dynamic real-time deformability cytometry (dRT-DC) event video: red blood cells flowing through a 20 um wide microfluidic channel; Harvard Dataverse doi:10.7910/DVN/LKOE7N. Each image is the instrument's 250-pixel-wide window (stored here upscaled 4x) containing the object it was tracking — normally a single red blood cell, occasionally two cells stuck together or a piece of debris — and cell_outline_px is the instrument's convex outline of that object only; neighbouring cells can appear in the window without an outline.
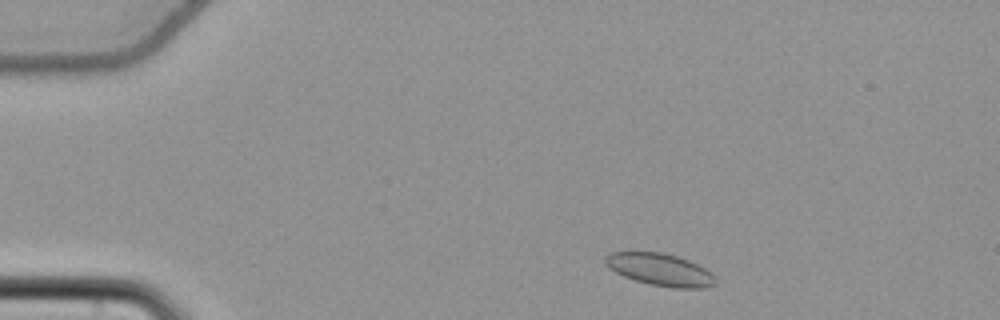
{"species": "common noctule bat (a hibernating species)", "species_latin": "Nyctalus noctula", "temperature_condition": "cold", "stored_images_in_passage": 50, "camera_frame_rate_fps": 3000, "um_per_image_px": 0.085, "animal": {"sex": "female", "body_mass_g": 22.7, "forearm_length_mm": 54.2}, "frame": {"image": 1, "passage_image": 4, "time_ms": 1.0, "image_size_px": [1000, 320], "cell_outline_px": [[716, 284], [708, 288], [672, 288], [648, 284], [624, 276], [608, 268], [604, 264], [604, 256], [612, 252], [664, 252], [688, 260], [712, 272], [716, 280]], "centroid_in_image_um": [56.11, 22.92], "position_along_channel_um": 28.9, "area_um2": 20.87}}
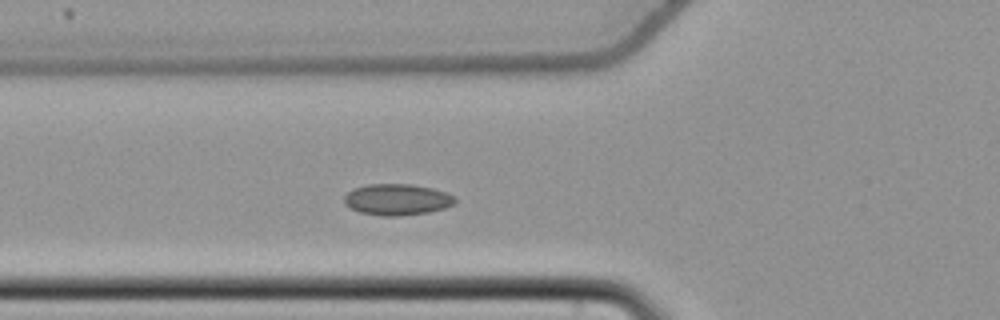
{"frame": {"image": 2, "passage_image": 15, "time_ms": 4.667, "image_size_px": [1000, 320], "cell_outline_px": [[456, 204], [444, 208], [428, 212], [400, 216], [380, 216], [360, 212], [344, 204], [344, 196], [352, 188], [368, 184], [412, 184], [432, 188], [456, 196]], "centroid_in_image_um": [33.76, 16.96], "position_along_channel_um": 92.0, "area_um2": 20.35}}
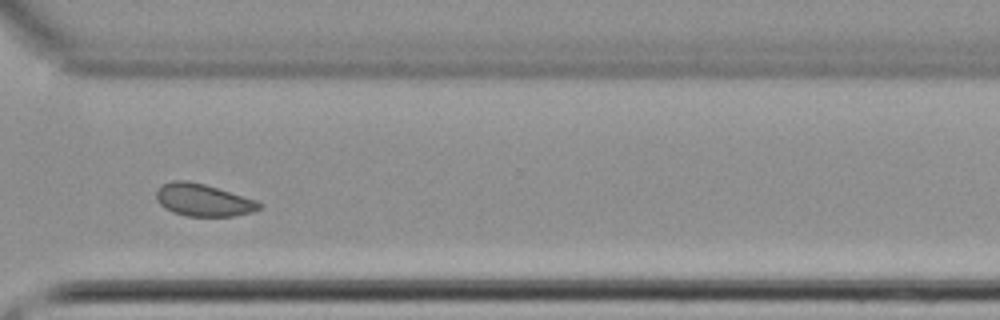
{"frame": {"image": 3, "passage_image": 36, "time_ms": 11.667, "image_size_px": [1000, 320], "cell_outline_px": [[264, 204], [260, 208], [252, 212], [232, 216], [188, 216], [172, 212], [164, 208], [160, 204], [156, 196], [156, 188], [160, 184], [172, 180], [188, 180], [204, 184], [256, 200]], "centroid_in_image_um": [17.23, 16.99], "position_along_channel_um": 353.4, "area_um2": 19.48}, "authors_computed_cell_mechanics": {"area_um2": 19.363, "velocity_mm_per_s": 3.722, "shape_relaxation_time_tau1_ms": null, "shape_relaxation_time_tau2_ms": 3.8878, "deformation_change_tau1": null, "deformation_change_tau2": 0.0554}}